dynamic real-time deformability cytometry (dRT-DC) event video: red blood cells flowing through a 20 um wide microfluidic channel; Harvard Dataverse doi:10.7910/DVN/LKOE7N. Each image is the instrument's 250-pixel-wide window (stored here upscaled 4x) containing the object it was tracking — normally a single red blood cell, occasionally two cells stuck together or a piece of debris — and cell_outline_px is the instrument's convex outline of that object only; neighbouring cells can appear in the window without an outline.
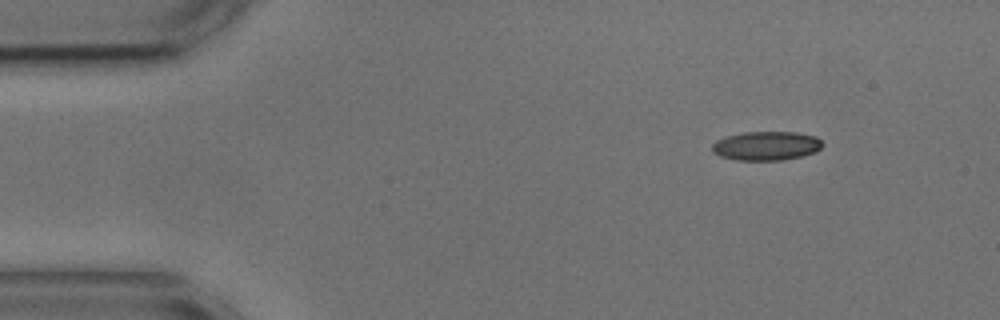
{"species": "common noctule bat (a hibernating species)", "species_latin": "Nyctalus noctula", "temperature_condition": "cold", "stored_images_in_passage": 11, "camera_frame_rate_fps": 3000, "um_per_image_px": 0.085, "animal": {"sex": "male", "body_mass_g": 17.9, "forearm_length_mm": 54.2}, "frame": {"image": 1, "passage_image": 1, "time_ms": 0.0, "image_size_px": [1000, 320], "cell_outline_px": [[824, 144], [816, 152], [784, 160], [736, 160], [720, 156], [712, 152], [712, 144], [716, 140], [724, 136], [744, 132], [796, 132], [816, 136]], "centroid_in_image_um": [65.12, 12.39], "position_along_channel_um": 19.9, "area_um2": 18.79}}